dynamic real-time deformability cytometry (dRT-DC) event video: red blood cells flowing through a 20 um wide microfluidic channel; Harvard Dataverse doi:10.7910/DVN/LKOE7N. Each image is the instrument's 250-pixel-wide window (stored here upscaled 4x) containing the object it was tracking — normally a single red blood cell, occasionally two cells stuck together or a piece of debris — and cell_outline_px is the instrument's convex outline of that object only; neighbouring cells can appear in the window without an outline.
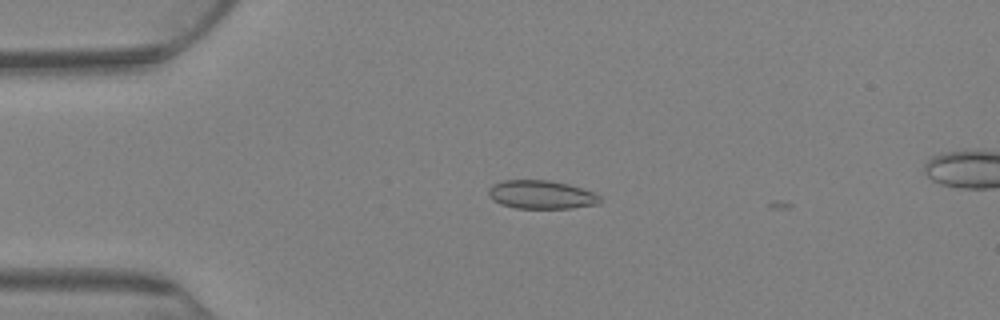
{"species": "Egyptian fruit bat (a non-hibernating species)", "species_latin": "Rousettus aegyptiacus", "temperature_condition": "warm", "stored_images_in_passage": 10, "camera_frame_rate_fps": 3000, "um_per_image_px": 0.085, "animal": {"sex": "female"}, "frame": {"image": 1, "passage_image": 9, "time_ms": 2.667, "image_size_px": [1000, 320], "cell_outline_px": [[600, 204], [572, 208], [516, 208], [500, 204], [492, 200], [488, 196], [488, 188], [504, 180], [548, 180], [568, 184], [592, 192], [600, 196]], "centroid_in_image_um": [45.99, 16.55], "position_along_channel_um": 39.0, "area_um2": 18.44}}